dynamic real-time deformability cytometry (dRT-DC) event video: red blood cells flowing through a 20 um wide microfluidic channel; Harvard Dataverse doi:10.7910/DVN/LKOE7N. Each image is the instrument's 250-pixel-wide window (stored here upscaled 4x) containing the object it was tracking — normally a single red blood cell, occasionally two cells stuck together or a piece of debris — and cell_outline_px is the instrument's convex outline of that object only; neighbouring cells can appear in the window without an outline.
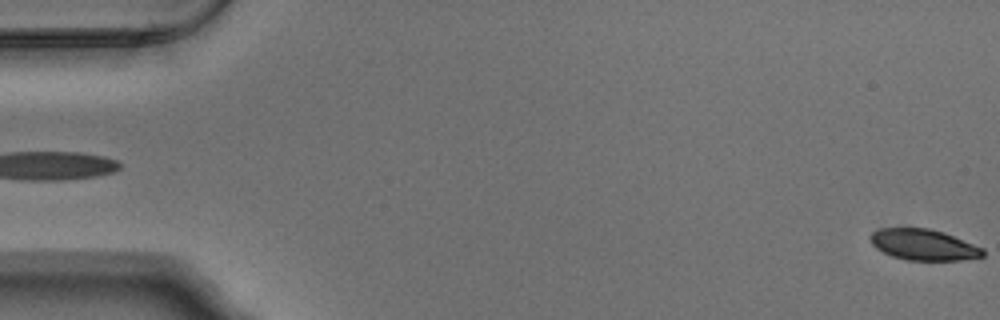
{"species": "Egyptian fruit bat (a non-hibernating species)", "species_latin": "Rousettus aegyptiacus", "temperature_condition": "warm", "stored_images_in_passage": 5, "segment_of_instrument_passage": [2, 2], "camera_frame_rate_fps": 3000, "um_per_image_px": 0.085, "animal": {"sex": "male"}, "frame": {"image": 1, "passage_image": 5, "time_ms": 1.333, "image_size_px": [1000, 320], "cell_outline_px": [[984, 256], [960, 260], [908, 260], [892, 256], [876, 248], [868, 240], [868, 236], [872, 232], [880, 228], [928, 228], [944, 232], [984, 248]], "centroid_in_image_um": [78.48, 20.79], "position_along_channel_um": 6.5, "area_um2": 20.4}}